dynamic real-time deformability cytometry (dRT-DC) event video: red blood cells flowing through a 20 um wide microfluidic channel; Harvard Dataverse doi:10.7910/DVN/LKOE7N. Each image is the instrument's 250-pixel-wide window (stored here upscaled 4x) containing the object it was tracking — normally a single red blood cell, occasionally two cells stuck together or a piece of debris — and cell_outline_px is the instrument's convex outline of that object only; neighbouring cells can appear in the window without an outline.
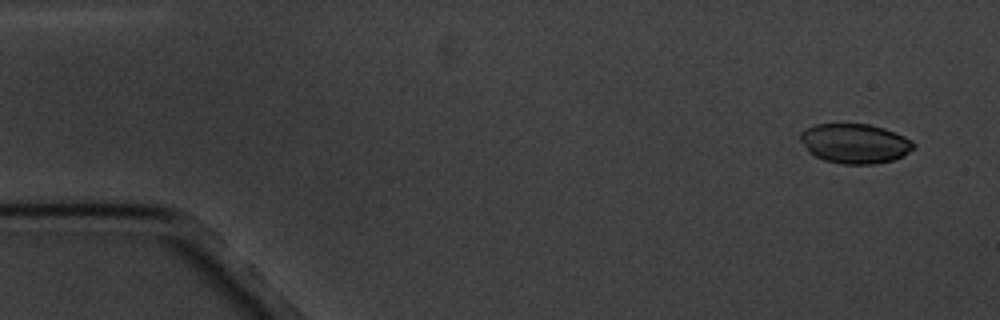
{"species": "common noctule bat (a hibernating species)", "species_latin": "Nyctalus noctula", "temperature_condition": "cold", "stored_images_in_passage": 5, "camera_frame_rate_fps": 3000, "um_per_image_px": 0.085, "animal": {"sex": "male", "body_mass_g": 20.1, "forearm_length_mm": 53.5}, "frame": {"image": 1, "passage_image": 1, "time_ms": 0.0, "image_size_px": [1000, 320], "cell_outline_px": [[916, 144], [904, 156], [892, 160], [872, 164], [840, 164], [824, 160], [808, 152], [800, 140], [800, 132], [816, 124], [868, 124], [884, 128], [904, 136], [912, 140]], "centroid_in_image_um": [72.66, 12.2], "position_along_channel_um": 12.3, "area_um2": 26.13}}